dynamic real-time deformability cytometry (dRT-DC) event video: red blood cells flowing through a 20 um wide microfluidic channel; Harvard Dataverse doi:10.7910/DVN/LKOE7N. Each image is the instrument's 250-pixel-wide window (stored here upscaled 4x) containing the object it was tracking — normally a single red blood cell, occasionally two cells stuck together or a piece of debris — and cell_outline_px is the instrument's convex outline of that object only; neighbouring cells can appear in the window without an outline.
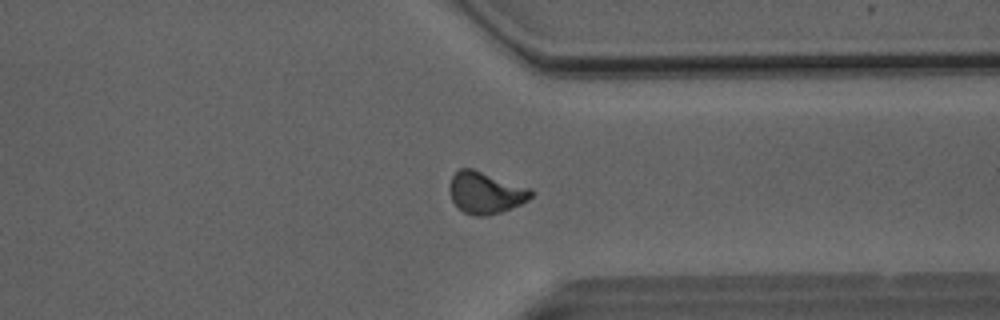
{"species": "Egyptian fruit bat (a non-hibernating species)", "species_latin": "Rousettus aegyptiacus", "temperature_condition": "room temperature", "stored_images_in_passage": 42, "camera_frame_rate_fps": 3000, "um_per_image_px": 0.085, "animal": {"sex": "male"}, "frame": {"image": 1, "passage_image": 30, "time_ms": 9.667, "image_size_px": [1000, 320], "cell_outline_px": [[532, 196], [528, 200], [520, 204], [500, 212], [488, 216], [476, 216], [464, 212], [452, 200], [448, 188], [448, 184], [452, 176], [460, 168], [472, 168], [532, 188]], "centroid_in_image_um": [41.27, 16.36], "position_along_channel_um": 370.1, "area_um2": 19.88}}
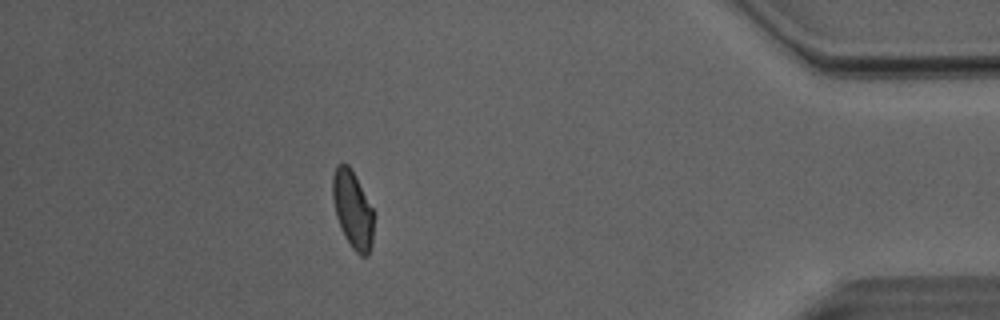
{"frame": {"image": 2, "passage_image": 36, "time_ms": 11.667, "image_size_px": [1000, 320], "cell_outline_px": [[372, 244], [368, 256], [360, 256], [352, 248], [344, 236], [336, 216], [332, 196], [332, 176], [336, 164], [348, 164], [372, 208]], "centroid_in_image_um": [29.94, 17.83], "position_along_channel_um": 405.3, "area_um2": 18.21}, "authors_computed_cell_mechanics": {"area_um2": 19.1607, "velocity_mm_per_s": 4.047, "shape_relaxation_time_tau1_ms": 6.4322, "shape_relaxation_time_tau2_ms": 1.5283, "deformation_change_tau1": 0.148, "deformation_change_tau2": 0.0605}}